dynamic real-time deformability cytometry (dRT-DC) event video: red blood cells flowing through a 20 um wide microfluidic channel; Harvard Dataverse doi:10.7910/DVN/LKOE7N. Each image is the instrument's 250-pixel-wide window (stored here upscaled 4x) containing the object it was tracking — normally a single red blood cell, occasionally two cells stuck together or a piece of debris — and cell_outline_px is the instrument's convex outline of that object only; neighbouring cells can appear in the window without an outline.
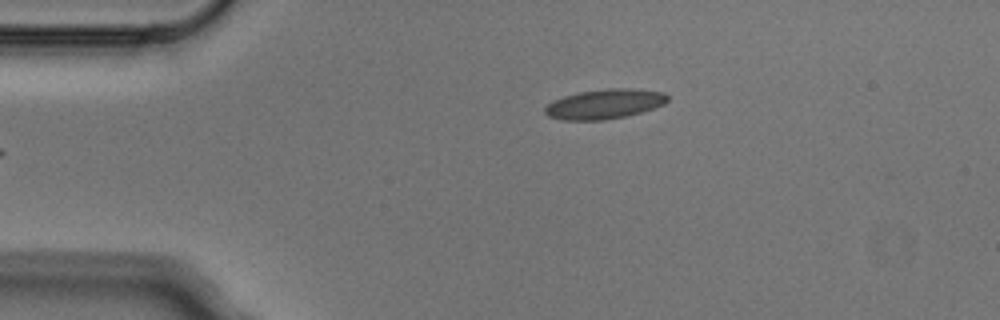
{"species": "Egyptian fruit bat (a non-hibernating species)", "species_latin": "Rousettus aegyptiacus", "temperature_condition": "cold", "stored_images_in_passage": 5, "camera_frame_rate_fps": 3000, "um_per_image_px": 0.085, "animal": {"sex": "male"}, "frame": {"image": 1, "passage_image": 5, "time_ms": 1.333, "image_size_px": [1000, 320], "cell_outline_px": [[668, 100], [664, 104], [640, 112], [624, 116], [604, 120], [560, 120], [548, 116], [544, 112], [544, 108], [552, 100], [564, 96], [580, 92], [608, 88], [632, 88], [664, 92], [668, 96]], "centroid_in_image_um": [51.36, 8.83], "position_along_channel_um": 33.6, "area_um2": 21.21}}